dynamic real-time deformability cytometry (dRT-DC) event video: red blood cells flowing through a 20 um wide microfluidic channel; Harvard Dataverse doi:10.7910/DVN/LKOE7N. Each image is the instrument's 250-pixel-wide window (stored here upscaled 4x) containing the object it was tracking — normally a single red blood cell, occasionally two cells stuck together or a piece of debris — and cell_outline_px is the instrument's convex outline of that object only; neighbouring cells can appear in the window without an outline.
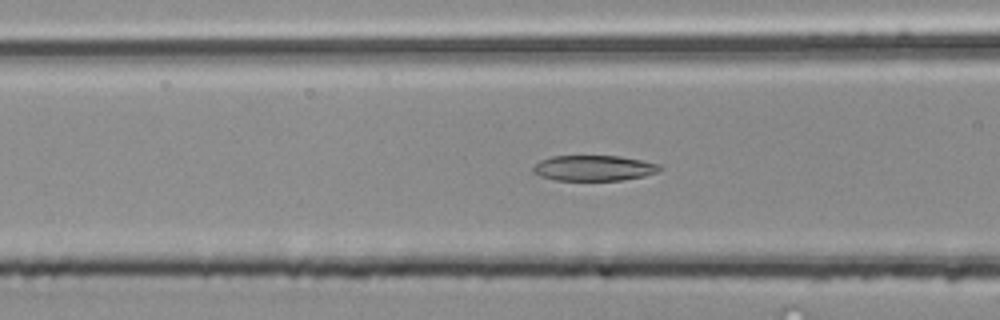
{"species": "common noctule bat (a hibernating species)", "species_latin": "Nyctalus noctula", "temperature_condition": "room temperature", "stored_images_in_passage": 51, "camera_frame_rate_fps": 3000, "um_per_image_px": 0.085, "animal": {"sex": "male", "body_mass_g": 20.4}, "frame": {"image": 1, "passage_image": 20, "time_ms": 6.333, "image_size_px": [1000, 320], "cell_outline_px": [[660, 168], [656, 172], [644, 176], [620, 180], [556, 180], [540, 176], [532, 172], [532, 168], [540, 160], [552, 156], [620, 156], [660, 164]], "centroid_in_image_um": [50.44, 14.28], "position_along_channel_um": 116.2, "area_um2": 18.67}}
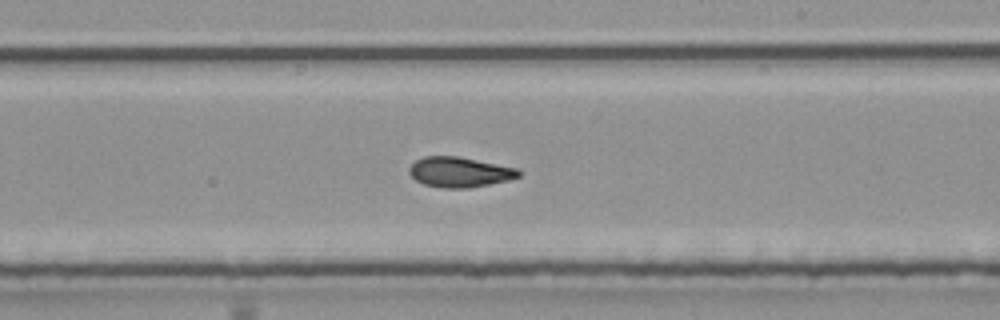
{"frame": {"image": 2, "passage_image": 30, "time_ms": 9.667, "image_size_px": [1000, 320], "cell_outline_px": [[520, 176], [508, 180], [468, 188], [440, 188], [424, 184], [416, 180], [408, 172], [408, 168], [416, 160], [424, 156], [456, 156], [516, 168], [520, 172]], "centroid_in_image_um": [39.02, 14.63], "position_along_channel_um": 250.0, "area_um2": 19.02}}
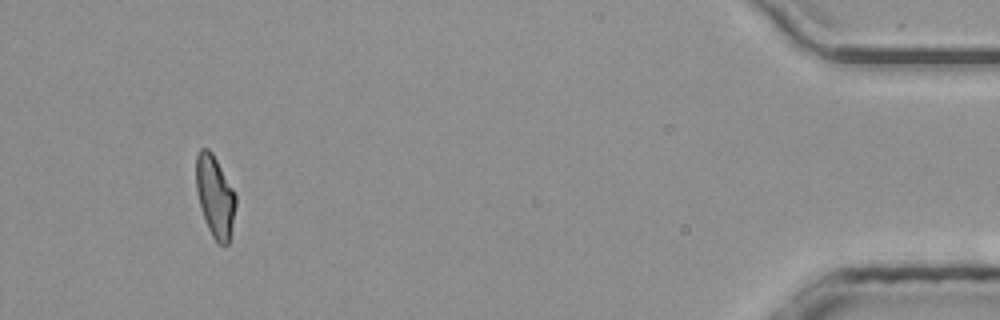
{"frame": {"image": 3, "passage_image": 48, "time_ms": 15.667, "image_size_px": [1000, 320], "cell_outline_px": [[236, 204], [228, 244], [216, 244], [204, 220], [196, 188], [196, 156], [200, 148], [208, 148], [212, 152], [232, 188], [236, 196]], "centroid_in_image_um": [18.26, 16.69], "position_along_channel_um": 416.9, "area_um2": 18.61}, "authors_computed_cell_mechanics": {"area_um2": 19.3052, "velocity_mm_per_s": 4.0231, "shape_relaxation_time_tau1_ms": 6.7939, "shape_relaxation_time_tau2_ms": 2.2736, "deformation_change_tau1": 0.1889, "deformation_change_tau2": 0.091}}